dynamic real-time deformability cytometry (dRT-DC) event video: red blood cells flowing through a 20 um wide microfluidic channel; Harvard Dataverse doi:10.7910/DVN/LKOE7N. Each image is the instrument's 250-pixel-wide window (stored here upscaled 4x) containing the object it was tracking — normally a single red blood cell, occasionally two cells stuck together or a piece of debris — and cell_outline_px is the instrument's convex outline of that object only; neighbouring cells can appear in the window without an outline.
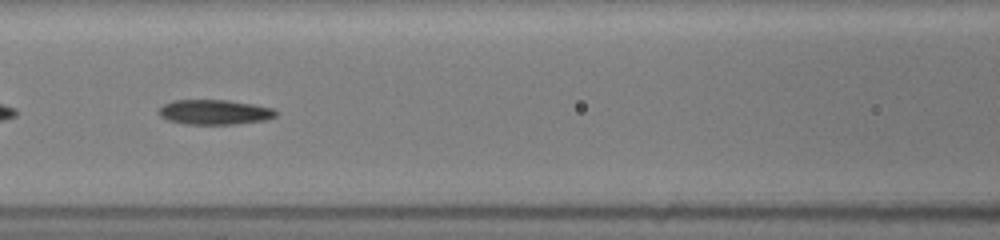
{"species": "common noctule bat (a hibernating species)", "species_latin": "Nyctalus noctula", "temperature_condition": "room temperature", "stored_images_in_passage": 14, "camera_frame_rate_fps": 3000, "um_per_image_px": 0.085, "animal": {"sex": "female", "body_mass_g": 19.5, "forearm_length_mm": 54.1}, "frame": {"image": 1, "passage_image": 13, "time_ms": 7.0, "image_size_px": [1000, 240], "cell_outline_px": [[276, 116], [264, 120], [236, 124], [184, 124], [168, 120], [160, 116], [156, 112], [164, 104], [172, 100], [228, 100], [252, 104], [272, 108], [276, 112]], "centroid_in_image_um": [18.19, 9.53], "position_along_channel_um": 148.4, "area_um2": 16.94}}